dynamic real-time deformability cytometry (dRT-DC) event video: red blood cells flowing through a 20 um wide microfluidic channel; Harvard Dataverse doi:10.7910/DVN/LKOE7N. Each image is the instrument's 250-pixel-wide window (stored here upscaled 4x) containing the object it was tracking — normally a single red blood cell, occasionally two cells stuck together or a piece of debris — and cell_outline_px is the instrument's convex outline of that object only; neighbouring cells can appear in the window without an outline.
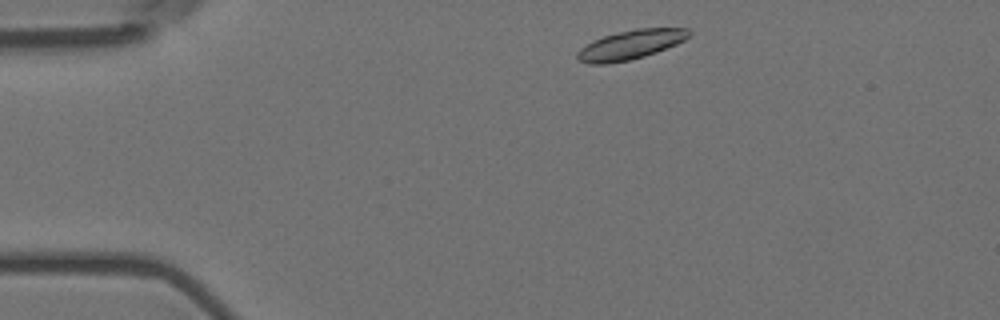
{"species": "Egyptian fruit bat (a non-hibernating species)", "species_latin": "Rousettus aegyptiacus", "temperature_condition": "room temperature", "stored_images_in_passage": 2, "camera_frame_rate_fps": 3000, "um_per_image_px": 0.085, "animal": {"sex": "female"}, "frame": {"image": 1, "passage_image": 1, "time_ms": 0.0, "image_size_px": [1000, 320], "cell_outline_px": [[692, 32], [684, 40], [676, 44], [656, 52], [644, 56], [628, 60], [608, 64], [588, 64], [580, 60], [576, 56], [576, 52], [580, 48], [592, 40], [616, 32], [636, 28], [688, 28]], "centroid_in_image_um": [53.57, 3.79], "position_along_channel_um": 31.4, "area_um2": 19.07}}